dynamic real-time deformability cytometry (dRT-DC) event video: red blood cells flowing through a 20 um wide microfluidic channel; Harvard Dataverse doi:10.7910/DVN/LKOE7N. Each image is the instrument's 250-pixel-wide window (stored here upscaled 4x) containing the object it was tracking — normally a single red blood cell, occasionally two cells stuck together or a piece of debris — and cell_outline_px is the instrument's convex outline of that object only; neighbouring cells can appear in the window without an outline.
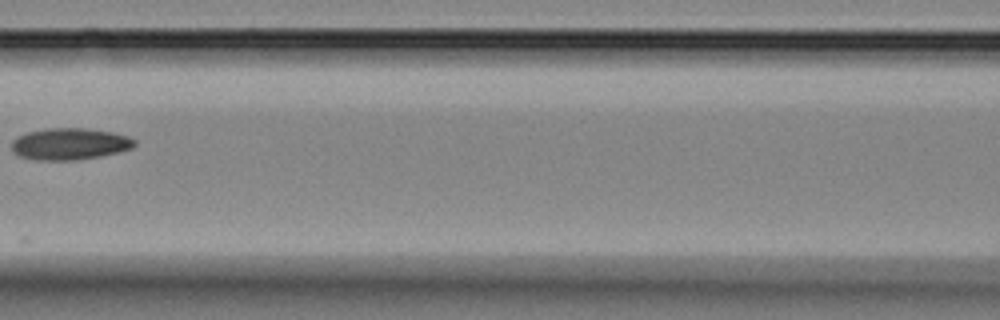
{"species": "Egyptian fruit bat (a non-hibernating species)", "species_latin": "Rousettus aegyptiacus", "temperature_condition": "room temperature", "stored_images_in_passage": 8, "camera_frame_rate_fps": 3000, "um_per_image_px": 0.085, "animal": {"sex": "female"}, "frame": {"image": 1, "passage_image": 7, "time_ms": 7.0, "image_size_px": [1000, 320], "cell_outline_px": [[136, 144], [132, 148], [100, 156], [76, 160], [36, 160], [20, 156], [12, 152], [12, 140], [28, 132], [48, 128], [84, 128], [112, 132], [128, 136], [136, 140]], "centroid_in_image_um": [5.93, 12.23], "position_along_channel_um": 160.7, "area_um2": 22.6}}
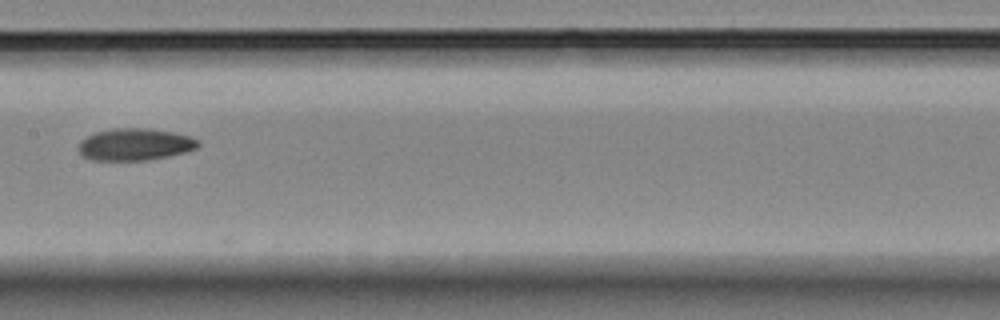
{"frame": {"image": 2, "passage_image": 8, "time_ms": 8.0, "image_size_px": [1000, 320], "cell_outline_px": [[200, 144], [196, 148], [184, 152], [168, 156], [148, 160], [92, 160], [80, 156], [80, 140], [96, 132], [112, 128], [148, 128], [172, 132], [192, 136], [200, 140]], "centroid_in_image_um": [11.49, 12.27], "position_along_channel_um": 195.9, "area_um2": 22.37}}